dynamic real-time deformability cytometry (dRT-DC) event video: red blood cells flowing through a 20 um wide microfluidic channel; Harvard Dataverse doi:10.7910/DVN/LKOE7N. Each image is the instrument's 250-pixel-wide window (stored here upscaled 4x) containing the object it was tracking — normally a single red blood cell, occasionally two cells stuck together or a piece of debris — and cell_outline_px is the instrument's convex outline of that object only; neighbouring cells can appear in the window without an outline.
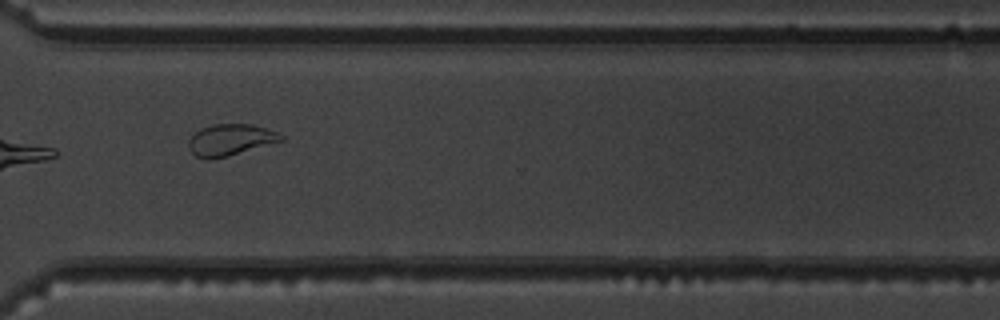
{"species": "common noctule bat (a hibernating species)", "species_latin": "Nyctalus noctula", "temperature_condition": "warm", "stored_images_in_passage": 16, "camera_frame_rate_fps": 3000, "um_per_image_px": 0.085, "animal": {"sex": "male", "body_mass_g": 19.5, "forearm_length_mm": 54.6}, "frame": {"image": 1, "passage_image": 12, "time_ms": 13.0, "image_size_px": [1000, 320], "cell_outline_px": [[284, 140], [228, 156], [208, 160], [196, 156], [188, 148], [188, 140], [200, 128], [212, 124], [252, 124], [276, 132], [284, 136]], "centroid_in_image_um": [19.55, 11.89], "position_along_channel_um": 351.0, "area_um2": 16.88}}